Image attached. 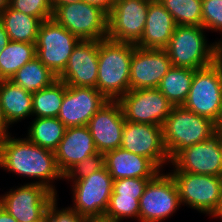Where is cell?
Instances as JSON below:
<instances>
[{"label": "cell", "mask_w": 222, "mask_h": 222, "mask_svg": "<svg viewBox=\"0 0 222 222\" xmlns=\"http://www.w3.org/2000/svg\"><path fill=\"white\" fill-rule=\"evenodd\" d=\"M91 222H115V221H110L104 218H98V219H91Z\"/></svg>", "instance_id": "cell-44"}, {"label": "cell", "mask_w": 222, "mask_h": 222, "mask_svg": "<svg viewBox=\"0 0 222 222\" xmlns=\"http://www.w3.org/2000/svg\"><path fill=\"white\" fill-rule=\"evenodd\" d=\"M125 121L162 126L173 105L158 88L129 90L117 100Z\"/></svg>", "instance_id": "cell-13"}, {"label": "cell", "mask_w": 222, "mask_h": 222, "mask_svg": "<svg viewBox=\"0 0 222 222\" xmlns=\"http://www.w3.org/2000/svg\"><path fill=\"white\" fill-rule=\"evenodd\" d=\"M35 56V43L10 41L0 53V80H10L21 67Z\"/></svg>", "instance_id": "cell-28"}, {"label": "cell", "mask_w": 222, "mask_h": 222, "mask_svg": "<svg viewBox=\"0 0 222 222\" xmlns=\"http://www.w3.org/2000/svg\"><path fill=\"white\" fill-rule=\"evenodd\" d=\"M0 21L3 23L10 41L36 43L42 20L37 17L16 11L10 6L0 13Z\"/></svg>", "instance_id": "cell-24"}, {"label": "cell", "mask_w": 222, "mask_h": 222, "mask_svg": "<svg viewBox=\"0 0 222 222\" xmlns=\"http://www.w3.org/2000/svg\"><path fill=\"white\" fill-rule=\"evenodd\" d=\"M10 80L30 93H35L43 88L51 86L58 76L47 68L35 56L31 61L21 67Z\"/></svg>", "instance_id": "cell-26"}, {"label": "cell", "mask_w": 222, "mask_h": 222, "mask_svg": "<svg viewBox=\"0 0 222 222\" xmlns=\"http://www.w3.org/2000/svg\"><path fill=\"white\" fill-rule=\"evenodd\" d=\"M120 147L152 160L160 169L171 163L160 125L125 121Z\"/></svg>", "instance_id": "cell-15"}, {"label": "cell", "mask_w": 222, "mask_h": 222, "mask_svg": "<svg viewBox=\"0 0 222 222\" xmlns=\"http://www.w3.org/2000/svg\"><path fill=\"white\" fill-rule=\"evenodd\" d=\"M104 165L113 178H154L161 170L150 159L129 152L123 148L107 151Z\"/></svg>", "instance_id": "cell-21"}, {"label": "cell", "mask_w": 222, "mask_h": 222, "mask_svg": "<svg viewBox=\"0 0 222 222\" xmlns=\"http://www.w3.org/2000/svg\"><path fill=\"white\" fill-rule=\"evenodd\" d=\"M9 6L42 21L52 19L54 12L52 0H9Z\"/></svg>", "instance_id": "cell-32"}, {"label": "cell", "mask_w": 222, "mask_h": 222, "mask_svg": "<svg viewBox=\"0 0 222 222\" xmlns=\"http://www.w3.org/2000/svg\"><path fill=\"white\" fill-rule=\"evenodd\" d=\"M164 145L170 161L184 148L205 141L215 133L214 122L183 106H173L162 125Z\"/></svg>", "instance_id": "cell-4"}, {"label": "cell", "mask_w": 222, "mask_h": 222, "mask_svg": "<svg viewBox=\"0 0 222 222\" xmlns=\"http://www.w3.org/2000/svg\"><path fill=\"white\" fill-rule=\"evenodd\" d=\"M53 19L80 40L107 38L108 15L84 1L53 6Z\"/></svg>", "instance_id": "cell-7"}, {"label": "cell", "mask_w": 222, "mask_h": 222, "mask_svg": "<svg viewBox=\"0 0 222 222\" xmlns=\"http://www.w3.org/2000/svg\"><path fill=\"white\" fill-rule=\"evenodd\" d=\"M139 222H162L181 207L176 183L161 171L149 180L139 200Z\"/></svg>", "instance_id": "cell-10"}, {"label": "cell", "mask_w": 222, "mask_h": 222, "mask_svg": "<svg viewBox=\"0 0 222 222\" xmlns=\"http://www.w3.org/2000/svg\"><path fill=\"white\" fill-rule=\"evenodd\" d=\"M9 6V0H0V13Z\"/></svg>", "instance_id": "cell-43"}, {"label": "cell", "mask_w": 222, "mask_h": 222, "mask_svg": "<svg viewBox=\"0 0 222 222\" xmlns=\"http://www.w3.org/2000/svg\"><path fill=\"white\" fill-rule=\"evenodd\" d=\"M196 70L172 66L163 76L158 90L173 106H182L186 101Z\"/></svg>", "instance_id": "cell-25"}, {"label": "cell", "mask_w": 222, "mask_h": 222, "mask_svg": "<svg viewBox=\"0 0 222 222\" xmlns=\"http://www.w3.org/2000/svg\"><path fill=\"white\" fill-rule=\"evenodd\" d=\"M139 200L134 197L111 194L104 219L121 222L125 218H134L139 221Z\"/></svg>", "instance_id": "cell-31"}, {"label": "cell", "mask_w": 222, "mask_h": 222, "mask_svg": "<svg viewBox=\"0 0 222 222\" xmlns=\"http://www.w3.org/2000/svg\"><path fill=\"white\" fill-rule=\"evenodd\" d=\"M175 27L169 11L158 0H153L147 10L143 36L135 45L145 49H165Z\"/></svg>", "instance_id": "cell-22"}, {"label": "cell", "mask_w": 222, "mask_h": 222, "mask_svg": "<svg viewBox=\"0 0 222 222\" xmlns=\"http://www.w3.org/2000/svg\"><path fill=\"white\" fill-rule=\"evenodd\" d=\"M65 90L66 84L56 80L51 86L33 93L32 116L35 118L58 117Z\"/></svg>", "instance_id": "cell-29"}, {"label": "cell", "mask_w": 222, "mask_h": 222, "mask_svg": "<svg viewBox=\"0 0 222 222\" xmlns=\"http://www.w3.org/2000/svg\"><path fill=\"white\" fill-rule=\"evenodd\" d=\"M82 0H52V6H61L70 3H76Z\"/></svg>", "instance_id": "cell-42"}, {"label": "cell", "mask_w": 222, "mask_h": 222, "mask_svg": "<svg viewBox=\"0 0 222 222\" xmlns=\"http://www.w3.org/2000/svg\"><path fill=\"white\" fill-rule=\"evenodd\" d=\"M171 67L165 49L136 47L131 58L130 90L158 88Z\"/></svg>", "instance_id": "cell-17"}, {"label": "cell", "mask_w": 222, "mask_h": 222, "mask_svg": "<svg viewBox=\"0 0 222 222\" xmlns=\"http://www.w3.org/2000/svg\"><path fill=\"white\" fill-rule=\"evenodd\" d=\"M0 168L19 176L38 179L30 183L47 187L57 197L56 188L52 183L57 179L64 180L54 152L33 144L27 137L12 138L9 134L0 138Z\"/></svg>", "instance_id": "cell-1"}, {"label": "cell", "mask_w": 222, "mask_h": 222, "mask_svg": "<svg viewBox=\"0 0 222 222\" xmlns=\"http://www.w3.org/2000/svg\"><path fill=\"white\" fill-rule=\"evenodd\" d=\"M202 26L176 25L165 50L172 66L198 70L222 57V39L208 43Z\"/></svg>", "instance_id": "cell-3"}, {"label": "cell", "mask_w": 222, "mask_h": 222, "mask_svg": "<svg viewBox=\"0 0 222 222\" xmlns=\"http://www.w3.org/2000/svg\"><path fill=\"white\" fill-rule=\"evenodd\" d=\"M152 178H123L113 181V192L121 196L134 197L140 200L146 185Z\"/></svg>", "instance_id": "cell-35"}, {"label": "cell", "mask_w": 222, "mask_h": 222, "mask_svg": "<svg viewBox=\"0 0 222 222\" xmlns=\"http://www.w3.org/2000/svg\"><path fill=\"white\" fill-rule=\"evenodd\" d=\"M10 42L8 33L6 32L3 23L0 21V53L5 49V46Z\"/></svg>", "instance_id": "cell-39"}, {"label": "cell", "mask_w": 222, "mask_h": 222, "mask_svg": "<svg viewBox=\"0 0 222 222\" xmlns=\"http://www.w3.org/2000/svg\"><path fill=\"white\" fill-rule=\"evenodd\" d=\"M222 211V177H221V205H220V212Z\"/></svg>", "instance_id": "cell-45"}, {"label": "cell", "mask_w": 222, "mask_h": 222, "mask_svg": "<svg viewBox=\"0 0 222 222\" xmlns=\"http://www.w3.org/2000/svg\"><path fill=\"white\" fill-rule=\"evenodd\" d=\"M176 25L202 26V0H158Z\"/></svg>", "instance_id": "cell-30"}, {"label": "cell", "mask_w": 222, "mask_h": 222, "mask_svg": "<svg viewBox=\"0 0 222 222\" xmlns=\"http://www.w3.org/2000/svg\"><path fill=\"white\" fill-rule=\"evenodd\" d=\"M173 177L181 205H189L209 216L217 217L221 205V177L189 172H169Z\"/></svg>", "instance_id": "cell-5"}, {"label": "cell", "mask_w": 222, "mask_h": 222, "mask_svg": "<svg viewBox=\"0 0 222 222\" xmlns=\"http://www.w3.org/2000/svg\"><path fill=\"white\" fill-rule=\"evenodd\" d=\"M215 133L222 135V107L220 108V112L218 118L214 122Z\"/></svg>", "instance_id": "cell-41"}, {"label": "cell", "mask_w": 222, "mask_h": 222, "mask_svg": "<svg viewBox=\"0 0 222 222\" xmlns=\"http://www.w3.org/2000/svg\"><path fill=\"white\" fill-rule=\"evenodd\" d=\"M9 123L7 122L3 110H2V106H1V102H0V138L6 137L8 136L10 133H8V128H9Z\"/></svg>", "instance_id": "cell-38"}, {"label": "cell", "mask_w": 222, "mask_h": 222, "mask_svg": "<svg viewBox=\"0 0 222 222\" xmlns=\"http://www.w3.org/2000/svg\"><path fill=\"white\" fill-rule=\"evenodd\" d=\"M184 108L215 122L222 107V57L194 72Z\"/></svg>", "instance_id": "cell-6"}, {"label": "cell", "mask_w": 222, "mask_h": 222, "mask_svg": "<svg viewBox=\"0 0 222 222\" xmlns=\"http://www.w3.org/2000/svg\"><path fill=\"white\" fill-rule=\"evenodd\" d=\"M104 11L107 15L111 12L115 0H82Z\"/></svg>", "instance_id": "cell-37"}, {"label": "cell", "mask_w": 222, "mask_h": 222, "mask_svg": "<svg viewBox=\"0 0 222 222\" xmlns=\"http://www.w3.org/2000/svg\"><path fill=\"white\" fill-rule=\"evenodd\" d=\"M173 172H189L222 177V146L220 134L186 147L172 160Z\"/></svg>", "instance_id": "cell-14"}, {"label": "cell", "mask_w": 222, "mask_h": 222, "mask_svg": "<svg viewBox=\"0 0 222 222\" xmlns=\"http://www.w3.org/2000/svg\"><path fill=\"white\" fill-rule=\"evenodd\" d=\"M81 40L59 25L53 18L43 21L35 43L37 58L59 76Z\"/></svg>", "instance_id": "cell-8"}, {"label": "cell", "mask_w": 222, "mask_h": 222, "mask_svg": "<svg viewBox=\"0 0 222 222\" xmlns=\"http://www.w3.org/2000/svg\"><path fill=\"white\" fill-rule=\"evenodd\" d=\"M98 153L87 125L68 127L54 151L60 172L65 175L77 163Z\"/></svg>", "instance_id": "cell-20"}, {"label": "cell", "mask_w": 222, "mask_h": 222, "mask_svg": "<svg viewBox=\"0 0 222 222\" xmlns=\"http://www.w3.org/2000/svg\"><path fill=\"white\" fill-rule=\"evenodd\" d=\"M55 197L47 187L27 183L0 195V206L18 222H44L48 205Z\"/></svg>", "instance_id": "cell-11"}, {"label": "cell", "mask_w": 222, "mask_h": 222, "mask_svg": "<svg viewBox=\"0 0 222 222\" xmlns=\"http://www.w3.org/2000/svg\"><path fill=\"white\" fill-rule=\"evenodd\" d=\"M32 96L33 93L11 80H0V102L9 125L32 115Z\"/></svg>", "instance_id": "cell-23"}, {"label": "cell", "mask_w": 222, "mask_h": 222, "mask_svg": "<svg viewBox=\"0 0 222 222\" xmlns=\"http://www.w3.org/2000/svg\"><path fill=\"white\" fill-rule=\"evenodd\" d=\"M0 222H18L2 206H0Z\"/></svg>", "instance_id": "cell-40"}, {"label": "cell", "mask_w": 222, "mask_h": 222, "mask_svg": "<svg viewBox=\"0 0 222 222\" xmlns=\"http://www.w3.org/2000/svg\"><path fill=\"white\" fill-rule=\"evenodd\" d=\"M104 166V155L98 152L77 163L64 175V179L71 180L73 183L102 169Z\"/></svg>", "instance_id": "cell-33"}, {"label": "cell", "mask_w": 222, "mask_h": 222, "mask_svg": "<svg viewBox=\"0 0 222 222\" xmlns=\"http://www.w3.org/2000/svg\"><path fill=\"white\" fill-rule=\"evenodd\" d=\"M216 218H219L222 221V211L219 213V215Z\"/></svg>", "instance_id": "cell-46"}, {"label": "cell", "mask_w": 222, "mask_h": 222, "mask_svg": "<svg viewBox=\"0 0 222 222\" xmlns=\"http://www.w3.org/2000/svg\"><path fill=\"white\" fill-rule=\"evenodd\" d=\"M100 40H81L69 57L58 80L68 86L96 88Z\"/></svg>", "instance_id": "cell-19"}, {"label": "cell", "mask_w": 222, "mask_h": 222, "mask_svg": "<svg viewBox=\"0 0 222 222\" xmlns=\"http://www.w3.org/2000/svg\"><path fill=\"white\" fill-rule=\"evenodd\" d=\"M113 181L105 166L83 179L74 181V185L71 186V208L79 215L90 219L104 218L113 192Z\"/></svg>", "instance_id": "cell-9"}, {"label": "cell", "mask_w": 222, "mask_h": 222, "mask_svg": "<svg viewBox=\"0 0 222 222\" xmlns=\"http://www.w3.org/2000/svg\"><path fill=\"white\" fill-rule=\"evenodd\" d=\"M125 125L124 115L117 100H109L87 124L99 153L120 148Z\"/></svg>", "instance_id": "cell-18"}, {"label": "cell", "mask_w": 222, "mask_h": 222, "mask_svg": "<svg viewBox=\"0 0 222 222\" xmlns=\"http://www.w3.org/2000/svg\"><path fill=\"white\" fill-rule=\"evenodd\" d=\"M108 101L97 88L66 85L57 118L66 128L84 126Z\"/></svg>", "instance_id": "cell-16"}, {"label": "cell", "mask_w": 222, "mask_h": 222, "mask_svg": "<svg viewBox=\"0 0 222 222\" xmlns=\"http://www.w3.org/2000/svg\"><path fill=\"white\" fill-rule=\"evenodd\" d=\"M65 129L57 117L34 118L26 137L33 144L54 152L63 139Z\"/></svg>", "instance_id": "cell-27"}, {"label": "cell", "mask_w": 222, "mask_h": 222, "mask_svg": "<svg viewBox=\"0 0 222 222\" xmlns=\"http://www.w3.org/2000/svg\"><path fill=\"white\" fill-rule=\"evenodd\" d=\"M57 196L48 205L44 222H91L90 218L79 215L71 206L58 210Z\"/></svg>", "instance_id": "cell-36"}, {"label": "cell", "mask_w": 222, "mask_h": 222, "mask_svg": "<svg viewBox=\"0 0 222 222\" xmlns=\"http://www.w3.org/2000/svg\"><path fill=\"white\" fill-rule=\"evenodd\" d=\"M153 0H115L107 20V38L136 44L146 26L147 10Z\"/></svg>", "instance_id": "cell-12"}, {"label": "cell", "mask_w": 222, "mask_h": 222, "mask_svg": "<svg viewBox=\"0 0 222 222\" xmlns=\"http://www.w3.org/2000/svg\"><path fill=\"white\" fill-rule=\"evenodd\" d=\"M136 47L108 38L99 41L96 88L108 100H118L130 90L131 58Z\"/></svg>", "instance_id": "cell-2"}, {"label": "cell", "mask_w": 222, "mask_h": 222, "mask_svg": "<svg viewBox=\"0 0 222 222\" xmlns=\"http://www.w3.org/2000/svg\"><path fill=\"white\" fill-rule=\"evenodd\" d=\"M202 27L222 32V0H202Z\"/></svg>", "instance_id": "cell-34"}]
</instances>
